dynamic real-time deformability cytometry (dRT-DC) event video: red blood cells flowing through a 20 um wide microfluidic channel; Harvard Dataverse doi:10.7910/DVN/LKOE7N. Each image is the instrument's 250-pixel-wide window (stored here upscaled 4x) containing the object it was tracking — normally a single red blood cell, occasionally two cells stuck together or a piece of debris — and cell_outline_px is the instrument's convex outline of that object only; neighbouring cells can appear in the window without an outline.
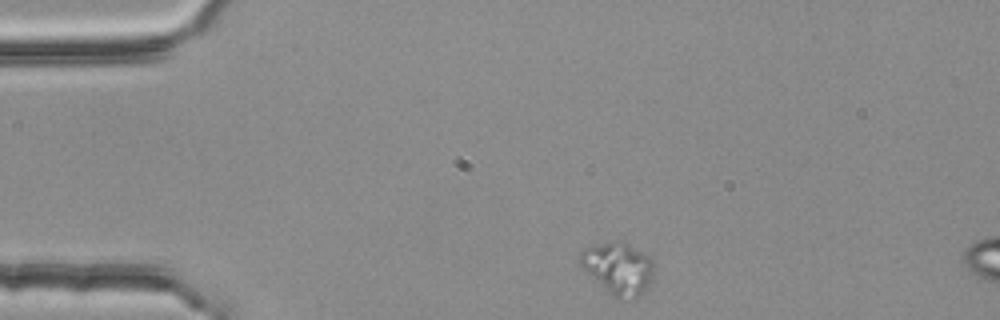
{"species": "common noctule bat (a hibernating species)", "species_latin": "Nyctalus noctula", "temperature_condition": "room temperature", "stored_images_in_passage": 3, "segment_of_instrument_passage": [1, 2], "camera_frame_rate_fps": 3000, "um_per_image_px": 0.085, "animal": {"sex": "female", "body_mass_g": 25.1}, "frame": {"image": 1, "passage_image": 1, "time_ms": 0.0, "image_size_px": [1000, 320], "cell_outline_px": [[652, 280], [644, 292], [632, 300], [620, 300], [612, 296], [580, 264], [580, 252], [584, 248], [612, 240], [624, 240], [648, 256], [652, 260]], "centroid_in_image_um": [52.57, 22.8], "position_along_channel_um": 32.4, "area_um2": 22.31}}